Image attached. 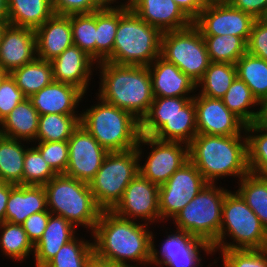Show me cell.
<instances>
[{"mask_svg": "<svg viewBox=\"0 0 267 267\" xmlns=\"http://www.w3.org/2000/svg\"><path fill=\"white\" fill-rule=\"evenodd\" d=\"M151 228L102 210L91 233L94 255L121 267L151 265Z\"/></svg>", "mask_w": 267, "mask_h": 267, "instance_id": "obj_1", "label": "cell"}, {"mask_svg": "<svg viewBox=\"0 0 267 267\" xmlns=\"http://www.w3.org/2000/svg\"><path fill=\"white\" fill-rule=\"evenodd\" d=\"M96 70L100 80L96 96L141 121L154 100L148 67L102 61L97 63Z\"/></svg>", "mask_w": 267, "mask_h": 267, "instance_id": "obj_2", "label": "cell"}, {"mask_svg": "<svg viewBox=\"0 0 267 267\" xmlns=\"http://www.w3.org/2000/svg\"><path fill=\"white\" fill-rule=\"evenodd\" d=\"M188 147L189 160L207 183L221 184L228 176L239 181L250 172L246 135L197 134Z\"/></svg>", "mask_w": 267, "mask_h": 267, "instance_id": "obj_3", "label": "cell"}, {"mask_svg": "<svg viewBox=\"0 0 267 267\" xmlns=\"http://www.w3.org/2000/svg\"><path fill=\"white\" fill-rule=\"evenodd\" d=\"M81 112L80 124L108 152L127 151L137 147L140 121L128 111L108 104L98 96Z\"/></svg>", "mask_w": 267, "mask_h": 267, "instance_id": "obj_4", "label": "cell"}, {"mask_svg": "<svg viewBox=\"0 0 267 267\" xmlns=\"http://www.w3.org/2000/svg\"><path fill=\"white\" fill-rule=\"evenodd\" d=\"M48 211L61 216L78 226L93 232L102 209L96 204L88 183L66 174H57L44 185Z\"/></svg>", "mask_w": 267, "mask_h": 267, "instance_id": "obj_5", "label": "cell"}, {"mask_svg": "<svg viewBox=\"0 0 267 267\" xmlns=\"http://www.w3.org/2000/svg\"><path fill=\"white\" fill-rule=\"evenodd\" d=\"M212 246L214 250L267 248V230L236 191L225 195L219 237Z\"/></svg>", "mask_w": 267, "mask_h": 267, "instance_id": "obj_6", "label": "cell"}, {"mask_svg": "<svg viewBox=\"0 0 267 267\" xmlns=\"http://www.w3.org/2000/svg\"><path fill=\"white\" fill-rule=\"evenodd\" d=\"M161 35L129 9L119 20L113 53L106 61L148 67L160 56Z\"/></svg>", "mask_w": 267, "mask_h": 267, "instance_id": "obj_7", "label": "cell"}, {"mask_svg": "<svg viewBox=\"0 0 267 267\" xmlns=\"http://www.w3.org/2000/svg\"><path fill=\"white\" fill-rule=\"evenodd\" d=\"M226 186L207 183L171 220L173 228L213 245L219 237Z\"/></svg>", "mask_w": 267, "mask_h": 267, "instance_id": "obj_8", "label": "cell"}, {"mask_svg": "<svg viewBox=\"0 0 267 267\" xmlns=\"http://www.w3.org/2000/svg\"><path fill=\"white\" fill-rule=\"evenodd\" d=\"M140 173L136 148L109 152L88 183L96 204L102 210H112L122 199L128 184Z\"/></svg>", "mask_w": 267, "mask_h": 267, "instance_id": "obj_9", "label": "cell"}, {"mask_svg": "<svg viewBox=\"0 0 267 267\" xmlns=\"http://www.w3.org/2000/svg\"><path fill=\"white\" fill-rule=\"evenodd\" d=\"M160 56L196 84L211 63L202 34L193 23L180 30L162 33Z\"/></svg>", "mask_w": 267, "mask_h": 267, "instance_id": "obj_10", "label": "cell"}, {"mask_svg": "<svg viewBox=\"0 0 267 267\" xmlns=\"http://www.w3.org/2000/svg\"><path fill=\"white\" fill-rule=\"evenodd\" d=\"M136 150L140 174L158 186L165 184L179 168L189 161L187 144L162 141L153 136L140 134Z\"/></svg>", "mask_w": 267, "mask_h": 267, "instance_id": "obj_11", "label": "cell"}, {"mask_svg": "<svg viewBox=\"0 0 267 267\" xmlns=\"http://www.w3.org/2000/svg\"><path fill=\"white\" fill-rule=\"evenodd\" d=\"M167 230L165 229L164 231L166 233L164 241L161 240L162 242L158 246L155 245L157 234L154 235L155 232L152 231V267H203L202 261L206 260L204 257L208 255L214 256L213 246L208 242L191 236L184 231L173 228H167Z\"/></svg>", "mask_w": 267, "mask_h": 267, "instance_id": "obj_12", "label": "cell"}, {"mask_svg": "<svg viewBox=\"0 0 267 267\" xmlns=\"http://www.w3.org/2000/svg\"><path fill=\"white\" fill-rule=\"evenodd\" d=\"M255 20L227 0H213L206 3L193 24L202 35H234L247 43Z\"/></svg>", "mask_w": 267, "mask_h": 267, "instance_id": "obj_13", "label": "cell"}, {"mask_svg": "<svg viewBox=\"0 0 267 267\" xmlns=\"http://www.w3.org/2000/svg\"><path fill=\"white\" fill-rule=\"evenodd\" d=\"M207 184L197 167L189 160L165 184L159 186V209L165 224L176 216Z\"/></svg>", "mask_w": 267, "mask_h": 267, "instance_id": "obj_14", "label": "cell"}, {"mask_svg": "<svg viewBox=\"0 0 267 267\" xmlns=\"http://www.w3.org/2000/svg\"><path fill=\"white\" fill-rule=\"evenodd\" d=\"M116 215L149 224L163 223L159 209V186L140 173L128 184L122 199L111 210Z\"/></svg>", "mask_w": 267, "mask_h": 267, "instance_id": "obj_15", "label": "cell"}, {"mask_svg": "<svg viewBox=\"0 0 267 267\" xmlns=\"http://www.w3.org/2000/svg\"><path fill=\"white\" fill-rule=\"evenodd\" d=\"M69 161L65 174L89 183L109 153L80 124L68 140Z\"/></svg>", "mask_w": 267, "mask_h": 267, "instance_id": "obj_16", "label": "cell"}, {"mask_svg": "<svg viewBox=\"0 0 267 267\" xmlns=\"http://www.w3.org/2000/svg\"><path fill=\"white\" fill-rule=\"evenodd\" d=\"M140 134L189 145L197 135L194 100L172 116H144L140 121Z\"/></svg>", "mask_w": 267, "mask_h": 267, "instance_id": "obj_17", "label": "cell"}, {"mask_svg": "<svg viewBox=\"0 0 267 267\" xmlns=\"http://www.w3.org/2000/svg\"><path fill=\"white\" fill-rule=\"evenodd\" d=\"M197 134L234 136L246 135V124L231 112L222 99L195 94Z\"/></svg>", "mask_w": 267, "mask_h": 267, "instance_id": "obj_18", "label": "cell"}, {"mask_svg": "<svg viewBox=\"0 0 267 267\" xmlns=\"http://www.w3.org/2000/svg\"><path fill=\"white\" fill-rule=\"evenodd\" d=\"M50 62L54 81L73 85L87 95L90 82L93 81L91 79H94L92 77L97 71V62L93 58L72 45Z\"/></svg>", "mask_w": 267, "mask_h": 267, "instance_id": "obj_19", "label": "cell"}, {"mask_svg": "<svg viewBox=\"0 0 267 267\" xmlns=\"http://www.w3.org/2000/svg\"><path fill=\"white\" fill-rule=\"evenodd\" d=\"M36 57L35 30L8 24L0 42V68L10 74Z\"/></svg>", "mask_w": 267, "mask_h": 267, "instance_id": "obj_20", "label": "cell"}, {"mask_svg": "<svg viewBox=\"0 0 267 267\" xmlns=\"http://www.w3.org/2000/svg\"><path fill=\"white\" fill-rule=\"evenodd\" d=\"M85 98L86 94L77 87L67 83L53 81L37 93L31 95L28 99L38 111L39 115L50 113L81 115V112L77 109L82 108L81 106L79 107V104Z\"/></svg>", "mask_w": 267, "mask_h": 267, "instance_id": "obj_21", "label": "cell"}, {"mask_svg": "<svg viewBox=\"0 0 267 267\" xmlns=\"http://www.w3.org/2000/svg\"><path fill=\"white\" fill-rule=\"evenodd\" d=\"M143 21L161 33L189 27L193 22L173 0H125Z\"/></svg>", "mask_w": 267, "mask_h": 267, "instance_id": "obj_22", "label": "cell"}, {"mask_svg": "<svg viewBox=\"0 0 267 267\" xmlns=\"http://www.w3.org/2000/svg\"><path fill=\"white\" fill-rule=\"evenodd\" d=\"M154 97H194L196 83L161 56L148 66ZM192 94V95H191Z\"/></svg>", "mask_w": 267, "mask_h": 267, "instance_id": "obj_23", "label": "cell"}, {"mask_svg": "<svg viewBox=\"0 0 267 267\" xmlns=\"http://www.w3.org/2000/svg\"><path fill=\"white\" fill-rule=\"evenodd\" d=\"M37 58L52 61L73 45L71 15L53 14L35 29Z\"/></svg>", "mask_w": 267, "mask_h": 267, "instance_id": "obj_24", "label": "cell"}, {"mask_svg": "<svg viewBox=\"0 0 267 267\" xmlns=\"http://www.w3.org/2000/svg\"><path fill=\"white\" fill-rule=\"evenodd\" d=\"M42 211H48L44 186L15 185L11 183L5 221L22 224L30 215Z\"/></svg>", "mask_w": 267, "mask_h": 267, "instance_id": "obj_25", "label": "cell"}, {"mask_svg": "<svg viewBox=\"0 0 267 267\" xmlns=\"http://www.w3.org/2000/svg\"><path fill=\"white\" fill-rule=\"evenodd\" d=\"M80 229L67 219L51 214L47 227L34 245L33 263L35 267H44L67 242L71 241Z\"/></svg>", "mask_w": 267, "mask_h": 267, "instance_id": "obj_26", "label": "cell"}, {"mask_svg": "<svg viewBox=\"0 0 267 267\" xmlns=\"http://www.w3.org/2000/svg\"><path fill=\"white\" fill-rule=\"evenodd\" d=\"M38 123V111L26 98L0 122V135L33 143L36 142Z\"/></svg>", "mask_w": 267, "mask_h": 267, "instance_id": "obj_27", "label": "cell"}, {"mask_svg": "<svg viewBox=\"0 0 267 267\" xmlns=\"http://www.w3.org/2000/svg\"><path fill=\"white\" fill-rule=\"evenodd\" d=\"M126 2L96 11V62L106 61L113 53L120 18L129 10Z\"/></svg>", "mask_w": 267, "mask_h": 267, "instance_id": "obj_28", "label": "cell"}, {"mask_svg": "<svg viewBox=\"0 0 267 267\" xmlns=\"http://www.w3.org/2000/svg\"><path fill=\"white\" fill-rule=\"evenodd\" d=\"M54 14L51 0H8V23L37 29Z\"/></svg>", "mask_w": 267, "mask_h": 267, "instance_id": "obj_29", "label": "cell"}, {"mask_svg": "<svg viewBox=\"0 0 267 267\" xmlns=\"http://www.w3.org/2000/svg\"><path fill=\"white\" fill-rule=\"evenodd\" d=\"M26 146L30 143L0 135V181L22 185Z\"/></svg>", "mask_w": 267, "mask_h": 267, "instance_id": "obj_30", "label": "cell"}, {"mask_svg": "<svg viewBox=\"0 0 267 267\" xmlns=\"http://www.w3.org/2000/svg\"><path fill=\"white\" fill-rule=\"evenodd\" d=\"M10 76L27 98L54 81L51 62L37 57L13 70Z\"/></svg>", "mask_w": 267, "mask_h": 267, "instance_id": "obj_31", "label": "cell"}, {"mask_svg": "<svg viewBox=\"0 0 267 267\" xmlns=\"http://www.w3.org/2000/svg\"><path fill=\"white\" fill-rule=\"evenodd\" d=\"M236 78L237 69L235 64L211 62L203 77L196 84V91H198L196 93L221 99Z\"/></svg>", "mask_w": 267, "mask_h": 267, "instance_id": "obj_32", "label": "cell"}, {"mask_svg": "<svg viewBox=\"0 0 267 267\" xmlns=\"http://www.w3.org/2000/svg\"><path fill=\"white\" fill-rule=\"evenodd\" d=\"M0 252L6 259L23 263L32 255L34 256V245L28 239L21 224H13L7 221L0 223Z\"/></svg>", "mask_w": 267, "mask_h": 267, "instance_id": "obj_33", "label": "cell"}, {"mask_svg": "<svg viewBox=\"0 0 267 267\" xmlns=\"http://www.w3.org/2000/svg\"><path fill=\"white\" fill-rule=\"evenodd\" d=\"M224 105L246 125L253 124L257 118L259 101L250 88L238 77L232 82L221 98Z\"/></svg>", "mask_w": 267, "mask_h": 267, "instance_id": "obj_34", "label": "cell"}, {"mask_svg": "<svg viewBox=\"0 0 267 267\" xmlns=\"http://www.w3.org/2000/svg\"><path fill=\"white\" fill-rule=\"evenodd\" d=\"M235 190L258 216L267 230V177L249 172L238 182Z\"/></svg>", "mask_w": 267, "mask_h": 267, "instance_id": "obj_35", "label": "cell"}, {"mask_svg": "<svg viewBox=\"0 0 267 267\" xmlns=\"http://www.w3.org/2000/svg\"><path fill=\"white\" fill-rule=\"evenodd\" d=\"M81 115H39L36 141H68L80 125Z\"/></svg>", "mask_w": 267, "mask_h": 267, "instance_id": "obj_36", "label": "cell"}, {"mask_svg": "<svg viewBox=\"0 0 267 267\" xmlns=\"http://www.w3.org/2000/svg\"><path fill=\"white\" fill-rule=\"evenodd\" d=\"M237 77L252 91L258 101L267 97V61L245 53L237 62Z\"/></svg>", "mask_w": 267, "mask_h": 267, "instance_id": "obj_37", "label": "cell"}, {"mask_svg": "<svg viewBox=\"0 0 267 267\" xmlns=\"http://www.w3.org/2000/svg\"><path fill=\"white\" fill-rule=\"evenodd\" d=\"M211 62H236L247 52V43L234 35H202Z\"/></svg>", "mask_w": 267, "mask_h": 267, "instance_id": "obj_38", "label": "cell"}, {"mask_svg": "<svg viewBox=\"0 0 267 267\" xmlns=\"http://www.w3.org/2000/svg\"><path fill=\"white\" fill-rule=\"evenodd\" d=\"M77 234L64 244L44 267H86L94 255L92 234L90 240Z\"/></svg>", "mask_w": 267, "mask_h": 267, "instance_id": "obj_39", "label": "cell"}, {"mask_svg": "<svg viewBox=\"0 0 267 267\" xmlns=\"http://www.w3.org/2000/svg\"><path fill=\"white\" fill-rule=\"evenodd\" d=\"M248 167L251 173L267 177V130L246 125Z\"/></svg>", "mask_w": 267, "mask_h": 267, "instance_id": "obj_40", "label": "cell"}, {"mask_svg": "<svg viewBox=\"0 0 267 267\" xmlns=\"http://www.w3.org/2000/svg\"><path fill=\"white\" fill-rule=\"evenodd\" d=\"M73 45L96 61V11L71 15Z\"/></svg>", "mask_w": 267, "mask_h": 267, "instance_id": "obj_41", "label": "cell"}, {"mask_svg": "<svg viewBox=\"0 0 267 267\" xmlns=\"http://www.w3.org/2000/svg\"><path fill=\"white\" fill-rule=\"evenodd\" d=\"M57 173L47 164L38 149L27 146L23 164L22 185L44 186Z\"/></svg>", "mask_w": 267, "mask_h": 267, "instance_id": "obj_42", "label": "cell"}, {"mask_svg": "<svg viewBox=\"0 0 267 267\" xmlns=\"http://www.w3.org/2000/svg\"><path fill=\"white\" fill-rule=\"evenodd\" d=\"M219 252L221 267H267V248L214 250Z\"/></svg>", "mask_w": 267, "mask_h": 267, "instance_id": "obj_43", "label": "cell"}, {"mask_svg": "<svg viewBox=\"0 0 267 267\" xmlns=\"http://www.w3.org/2000/svg\"><path fill=\"white\" fill-rule=\"evenodd\" d=\"M32 144L57 174H65L69 161L68 141H36Z\"/></svg>", "mask_w": 267, "mask_h": 267, "instance_id": "obj_44", "label": "cell"}, {"mask_svg": "<svg viewBox=\"0 0 267 267\" xmlns=\"http://www.w3.org/2000/svg\"><path fill=\"white\" fill-rule=\"evenodd\" d=\"M27 97L8 74L0 84V122Z\"/></svg>", "mask_w": 267, "mask_h": 267, "instance_id": "obj_45", "label": "cell"}, {"mask_svg": "<svg viewBox=\"0 0 267 267\" xmlns=\"http://www.w3.org/2000/svg\"><path fill=\"white\" fill-rule=\"evenodd\" d=\"M193 97H154L145 116H172L179 112Z\"/></svg>", "mask_w": 267, "mask_h": 267, "instance_id": "obj_46", "label": "cell"}, {"mask_svg": "<svg viewBox=\"0 0 267 267\" xmlns=\"http://www.w3.org/2000/svg\"><path fill=\"white\" fill-rule=\"evenodd\" d=\"M51 3L58 15L88 14L101 9L94 0H51Z\"/></svg>", "mask_w": 267, "mask_h": 267, "instance_id": "obj_47", "label": "cell"}, {"mask_svg": "<svg viewBox=\"0 0 267 267\" xmlns=\"http://www.w3.org/2000/svg\"><path fill=\"white\" fill-rule=\"evenodd\" d=\"M247 53L267 61V25L260 19L253 23L247 41Z\"/></svg>", "mask_w": 267, "mask_h": 267, "instance_id": "obj_48", "label": "cell"}, {"mask_svg": "<svg viewBox=\"0 0 267 267\" xmlns=\"http://www.w3.org/2000/svg\"><path fill=\"white\" fill-rule=\"evenodd\" d=\"M51 213L49 211H42L30 215L21 225L25 230L28 239L35 245L42 237Z\"/></svg>", "mask_w": 267, "mask_h": 267, "instance_id": "obj_49", "label": "cell"}, {"mask_svg": "<svg viewBox=\"0 0 267 267\" xmlns=\"http://www.w3.org/2000/svg\"><path fill=\"white\" fill-rule=\"evenodd\" d=\"M234 8L260 19L267 10V0H227Z\"/></svg>", "mask_w": 267, "mask_h": 267, "instance_id": "obj_50", "label": "cell"}, {"mask_svg": "<svg viewBox=\"0 0 267 267\" xmlns=\"http://www.w3.org/2000/svg\"><path fill=\"white\" fill-rule=\"evenodd\" d=\"M183 13L193 22L204 9V0H173Z\"/></svg>", "mask_w": 267, "mask_h": 267, "instance_id": "obj_51", "label": "cell"}, {"mask_svg": "<svg viewBox=\"0 0 267 267\" xmlns=\"http://www.w3.org/2000/svg\"><path fill=\"white\" fill-rule=\"evenodd\" d=\"M11 192V183L0 181V223L5 221L7 201Z\"/></svg>", "mask_w": 267, "mask_h": 267, "instance_id": "obj_52", "label": "cell"}, {"mask_svg": "<svg viewBox=\"0 0 267 267\" xmlns=\"http://www.w3.org/2000/svg\"><path fill=\"white\" fill-rule=\"evenodd\" d=\"M254 124L267 130V97L259 101L258 114Z\"/></svg>", "mask_w": 267, "mask_h": 267, "instance_id": "obj_53", "label": "cell"}, {"mask_svg": "<svg viewBox=\"0 0 267 267\" xmlns=\"http://www.w3.org/2000/svg\"><path fill=\"white\" fill-rule=\"evenodd\" d=\"M86 267H121V266L106 260H102L93 255L91 259L88 261Z\"/></svg>", "mask_w": 267, "mask_h": 267, "instance_id": "obj_54", "label": "cell"}, {"mask_svg": "<svg viewBox=\"0 0 267 267\" xmlns=\"http://www.w3.org/2000/svg\"><path fill=\"white\" fill-rule=\"evenodd\" d=\"M101 8H109V7H115L118 6L120 4H122L123 2H125V0H94ZM118 4V5H117ZM113 5V6H112Z\"/></svg>", "mask_w": 267, "mask_h": 267, "instance_id": "obj_55", "label": "cell"}, {"mask_svg": "<svg viewBox=\"0 0 267 267\" xmlns=\"http://www.w3.org/2000/svg\"><path fill=\"white\" fill-rule=\"evenodd\" d=\"M0 20H8V0H0Z\"/></svg>", "mask_w": 267, "mask_h": 267, "instance_id": "obj_56", "label": "cell"}, {"mask_svg": "<svg viewBox=\"0 0 267 267\" xmlns=\"http://www.w3.org/2000/svg\"><path fill=\"white\" fill-rule=\"evenodd\" d=\"M8 24H9L8 20H0V42H1L3 31L7 27Z\"/></svg>", "mask_w": 267, "mask_h": 267, "instance_id": "obj_57", "label": "cell"}, {"mask_svg": "<svg viewBox=\"0 0 267 267\" xmlns=\"http://www.w3.org/2000/svg\"><path fill=\"white\" fill-rule=\"evenodd\" d=\"M8 75L6 71L0 68V84L4 80V78Z\"/></svg>", "mask_w": 267, "mask_h": 267, "instance_id": "obj_58", "label": "cell"}, {"mask_svg": "<svg viewBox=\"0 0 267 267\" xmlns=\"http://www.w3.org/2000/svg\"><path fill=\"white\" fill-rule=\"evenodd\" d=\"M260 20L267 25V10L264 12L263 16L260 18Z\"/></svg>", "mask_w": 267, "mask_h": 267, "instance_id": "obj_59", "label": "cell"}, {"mask_svg": "<svg viewBox=\"0 0 267 267\" xmlns=\"http://www.w3.org/2000/svg\"><path fill=\"white\" fill-rule=\"evenodd\" d=\"M152 265H145V266H128V267H151Z\"/></svg>", "mask_w": 267, "mask_h": 267, "instance_id": "obj_60", "label": "cell"}]
</instances>
